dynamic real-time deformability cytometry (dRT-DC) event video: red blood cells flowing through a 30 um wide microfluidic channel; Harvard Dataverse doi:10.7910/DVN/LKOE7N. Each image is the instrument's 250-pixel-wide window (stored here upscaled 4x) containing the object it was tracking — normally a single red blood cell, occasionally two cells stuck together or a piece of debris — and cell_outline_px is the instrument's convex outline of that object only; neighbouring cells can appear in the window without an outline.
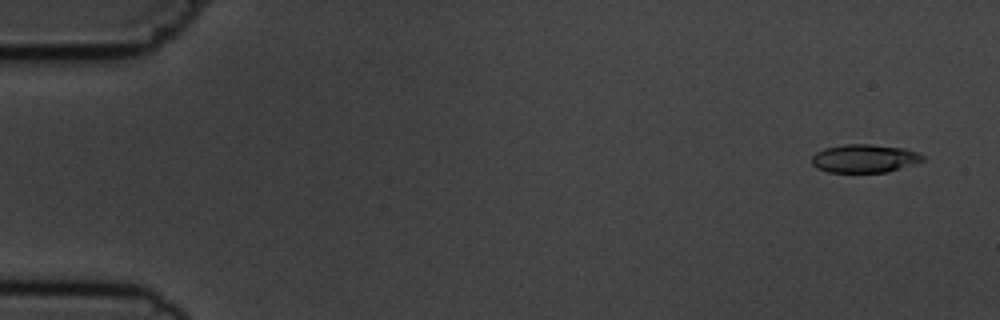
{"species": "common noctule bat (a hibernating species)", "species_latin": "Nyctalus noctula", "temperature_condition": "cold", "stored_images_in_passage": 4, "camera_frame_rate_fps": 3000, "um_per_image_px": 0.085, "animal": {"sex": "male", "body_mass_g": 19.5, "forearm_length_mm": 54.6}, "frame": {"image": 1, "passage_image": 1, "time_ms": 0.0, "image_size_px": [1000, 320], "cell_outline_px": [[924, 160], [888, 172], [828, 172], [816, 168], [812, 164], [812, 156], [816, 152], [824, 148], [844, 144], [872, 144], [904, 148], [916, 152], [924, 156]], "centroid_in_image_um": [73.45, 13.46], "position_along_channel_um": 11.6, "area_um2": 18.26}}
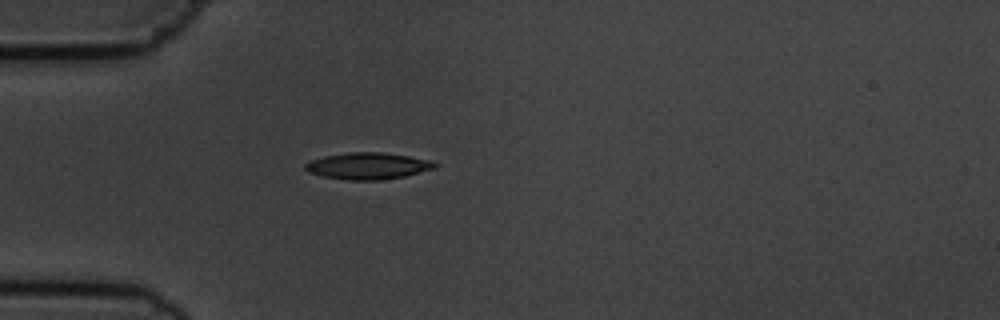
{"frame": {"image": 2, "passage_image": 4, "time_ms": 4.333, "image_size_px": [1000, 320], "cell_outline_px": [[440, 164], [436, 168], [404, 176], [380, 180], [344, 180], [324, 176], [308, 172], [304, 168], [304, 164], [312, 160], [324, 156], [348, 152], [384, 152], [432, 160]], "centroid_in_image_um": [31.3, 14.1], "position_along_channel_um": 53.7, "area_um2": 20.23}}